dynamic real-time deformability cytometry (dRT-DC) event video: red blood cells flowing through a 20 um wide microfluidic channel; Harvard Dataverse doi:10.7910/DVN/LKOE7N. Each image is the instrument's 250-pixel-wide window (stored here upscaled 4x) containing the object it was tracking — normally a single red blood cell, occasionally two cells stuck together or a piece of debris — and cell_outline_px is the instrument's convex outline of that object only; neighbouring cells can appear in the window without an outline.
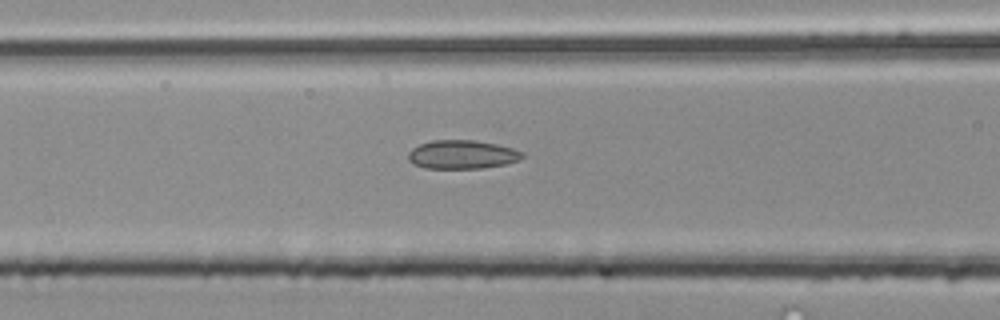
{"species": "common noctule bat (a hibernating species)", "species_latin": "Nyctalus noctula", "temperature_condition": "room temperature", "stored_images_in_passage": 16, "camera_frame_rate_fps": 3000, "um_per_image_px": 0.085, "animal": {"sex": "male", "body_mass_g": 20.4}, "frame": {"image": 1, "passage_image": 14, "time_ms": 4.333, "image_size_px": [1000, 320], "cell_outline_px": [[524, 156], [520, 160], [504, 164], [484, 168], [424, 168], [408, 160], [408, 152], [412, 148], [420, 144], [432, 140], [476, 140], [496, 144], [512, 148], [524, 152]], "centroid_in_image_um": [39.29, 13.13], "position_along_channel_um": 127.3, "area_um2": 19.07}}